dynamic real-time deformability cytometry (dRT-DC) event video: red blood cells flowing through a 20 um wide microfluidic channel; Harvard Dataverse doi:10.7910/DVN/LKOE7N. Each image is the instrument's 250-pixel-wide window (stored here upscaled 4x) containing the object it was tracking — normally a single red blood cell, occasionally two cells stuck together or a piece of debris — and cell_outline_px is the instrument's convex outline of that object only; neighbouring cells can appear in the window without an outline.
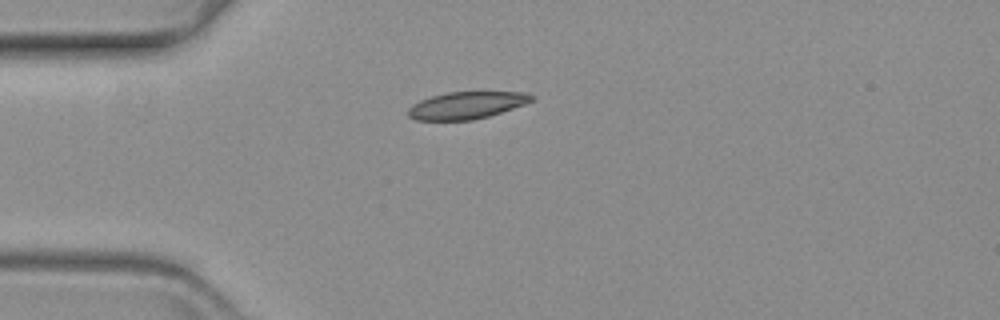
{"species": "common noctule bat (a hibernating species)", "species_latin": "Nyctalus noctula", "temperature_condition": "warm", "stored_images_in_passage": 46, "camera_frame_rate_fps": 3000, "um_per_image_px": 0.085, "animal": {"sex": "female", "body_mass_g": 19.3, "forearm_length_mm": 54.1}, "frame": {"image": 1, "passage_image": 1, "time_ms": 0.0, "image_size_px": [1000, 320], "cell_outline_px": [[536, 96], [532, 100], [524, 104], [488, 116], [472, 120], [416, 120], [408, 116], [408, 108], [412, 104], [420, 100], [432, 96], [448, 92], [528, 92]], "centroid_in_image_um": [39.65, 8.94], "position_along_channel_um": 45.4, "area_um2": 19.42}}
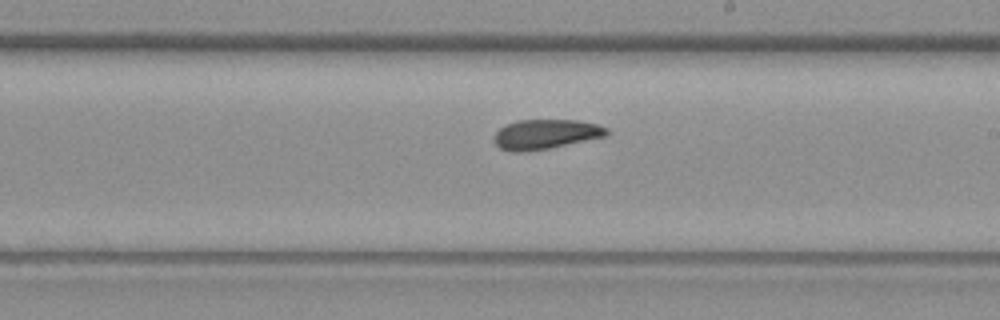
{"frame": {"image": 2, "passage_image": 20, "time_ms": 6.333, "image_size_px": [1000, 320], "cell_outline_px": [[608, 136], [548, 148], [524, 152], [512, 152], [500, 148], [492, 140], [496, 132], [504, 124], [516, 120], [576, 120], [596, 124], [608, 128]], "centroid_in_image_um": [46.35, 11.41], "position_along_channel_um": 242.7, "area_um2": 19.59}}
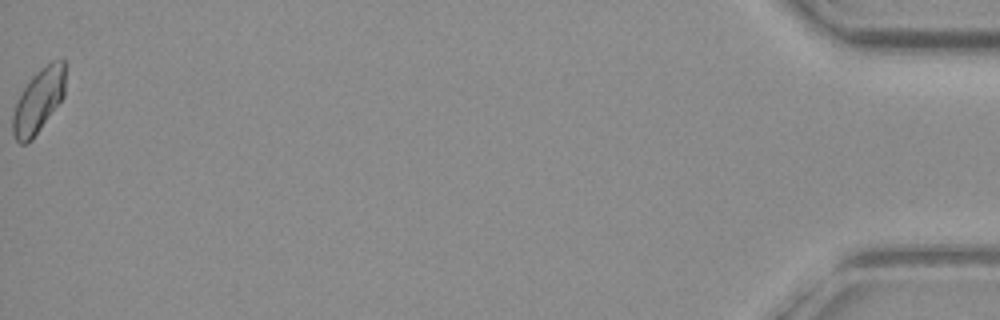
{"frame": {"image": 3, "passage_image": 46, "time_ms": 15.0, "image_size_px": [1000, 320], "cell_outline_px": [[64, 96], [32, 140], [28, 144], [20, 144], [16, 140], [12, 132], [12, 116], [16, 100], [20, 92], [32, 76], [36, 72], [52, 60], [64, 60]], "centroid_in_image_um": [3.23, 8.59], "position_along_channel_um": 432.0, "area_um2": 19.59}}